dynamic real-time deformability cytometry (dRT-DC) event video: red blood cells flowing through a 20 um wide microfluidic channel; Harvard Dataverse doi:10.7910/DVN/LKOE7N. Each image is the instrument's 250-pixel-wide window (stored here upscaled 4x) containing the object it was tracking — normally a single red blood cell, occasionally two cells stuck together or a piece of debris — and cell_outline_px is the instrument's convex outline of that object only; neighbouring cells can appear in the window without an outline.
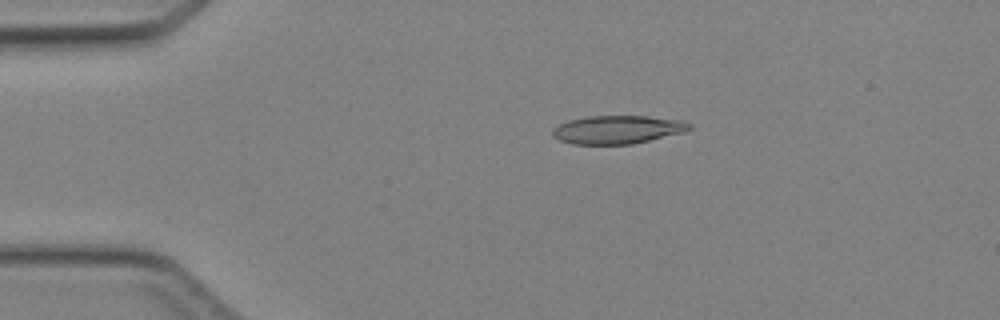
{"species": "Egyptian fruit bat (a non-hibernating species)", "species_latin": "Rousettus aegyptiacus", "temperature_condition": "cold", "stored_images_in_passage": 4, "camera_frame_rate_fps": 3000, "um_per_image_px": 0.085, "animal": {"sex": "female"}, "frame": {"image": 1, "passage_image": 3, "time_ms": 2.667, "image_size_px": [1000, 320], "cell_outline_px": [[692, 128], [684, 132], [632, 144], [572, 144], [560, 140], [552, 136], [552, 128], [568, 120], [588, 116], [648, 116], [684, 120], [692, 124]], "centroid_in_image_um": [52.5, 11.01], "position_along_channel_um": 32.5, "area_um2": 22.66}}